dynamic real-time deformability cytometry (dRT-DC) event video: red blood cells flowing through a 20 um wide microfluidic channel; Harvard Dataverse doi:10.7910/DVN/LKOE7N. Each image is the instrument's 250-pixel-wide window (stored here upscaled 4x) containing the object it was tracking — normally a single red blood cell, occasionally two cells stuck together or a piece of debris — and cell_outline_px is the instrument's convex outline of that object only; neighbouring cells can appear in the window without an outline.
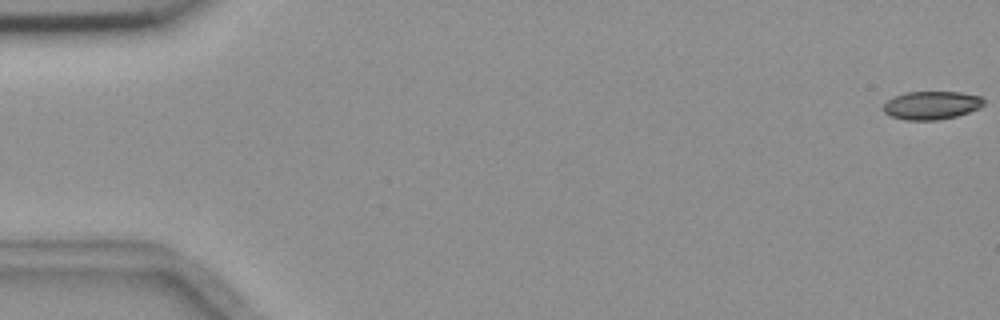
{"species": "common noctule bat (a hibernating species)", "species_latin": "Nyctalus noctula", "temperature_condition": "room temperature", "stored_images_in_passage": 5, "camera_frame_rate_fps": 3000, "um_per_image_px": 0.085, "animal": {"sex": "female", "body_mass_g": 18.4}, "frame": {"image": 1, "passage_image": 1, "time_ms": 0.0, "image_size_px": [1000, 320], "cell_outline_px": [[984, 104], [980, 108], [956, 116], [936, 120], [904, 120], [892, 116], [884, 112], [884, 104], [892, 96], [904, 92], [960, 92], [980, 96], [984, 100]], "centroid_in_image_um": [79.17, 8.94], "position_along_channel_um": 5.8, "area_um2": 16.53}}
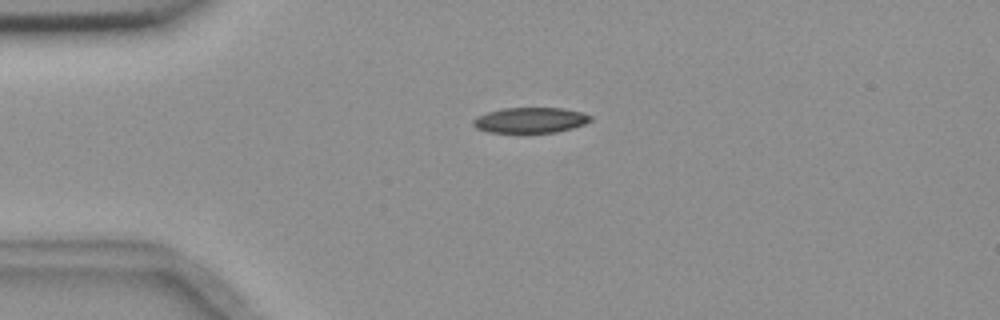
{"frame": {"image": 2, "passage_image": 4, "time_ms": 4.333, "image_size_px": [1000, 320], "cell_outline_px": [[592, 120], [584, 124], [572, 128], [556, 132], [488, 132], [476, 128], [472, 124], [472, 120], [476, 116], [488, 112], [504, 108], [564, 108], [580, 112], [592, 116]], "centroid_in_image_um": [45.06, 10.21], "position_along_channel_um": 39.9, "area_um2": 17.34}}